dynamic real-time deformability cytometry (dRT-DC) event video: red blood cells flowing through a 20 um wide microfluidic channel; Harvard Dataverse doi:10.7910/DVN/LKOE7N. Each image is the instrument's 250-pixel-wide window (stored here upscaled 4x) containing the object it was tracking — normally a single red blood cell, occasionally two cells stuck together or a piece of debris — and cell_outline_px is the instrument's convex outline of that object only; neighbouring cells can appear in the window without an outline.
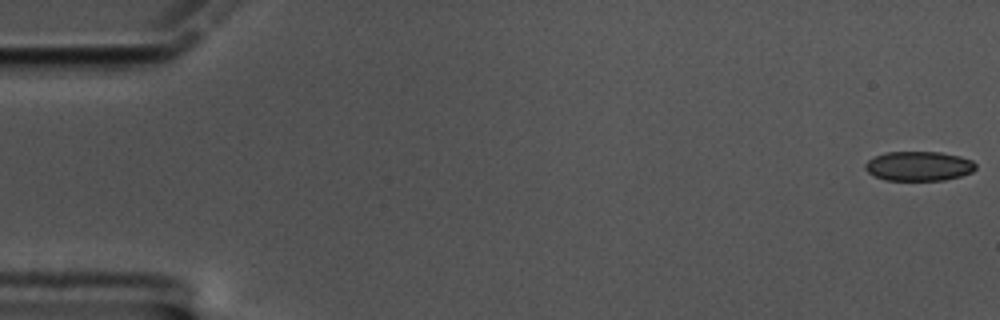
{"species": "common noctule bat (a hibernating species)", "species_latin": "Nyctalus noctula", "temperature_condition": "cold", "stored_images_in_passage": 59, "camera_frame_rate_fps": 3000, "um_per_image_px": 0.085, "animal": {"sex": "male", "body_mass_g": 17.5, "forearm_length_mm": 52.3}, "frame": {"image": 1, "passage_image": 1, "time_ms": 0.0, "image_size_px": [1000, 320], "cell_outline_px": [[976, 168], [972, 172], [960, 176], [944, 180], [884, 180], [868, 172], [864, 168], [864, 164], [868, 160], [884, 152], [940, 152], [960, 156], [972, 160], [976, 164]], "centroid_in_image_um": [78.1, 14.11], "position_along_channel_um": 6.9, "area_um2": 19.02}}
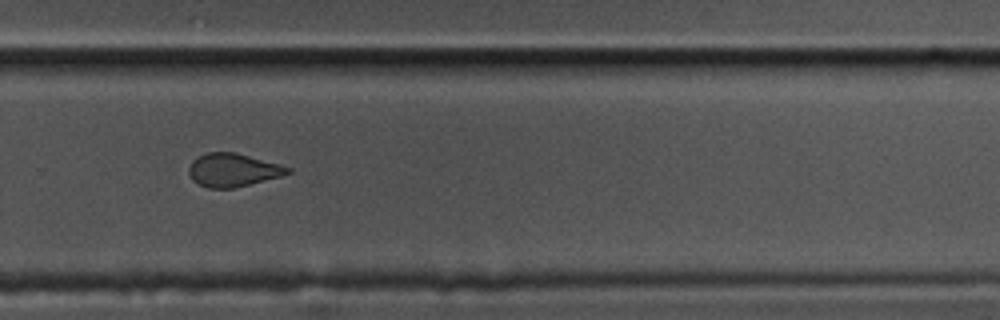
{"frame": {"image": 2, "passage_image": 40, "time_ms": 13.0, "image_size_px": [1000, 320], "cell_outline_px": [[292, 172], [280, 176], [232, 188], [208, 188], [192, 180], [188, 172], [188, 168], [192, 160], [208, 152], [236, 152], [280, 164], [292, 168]], "centroid_in_image_um": [19.79, 14.44], "position_along_channel_um": 310.0, "area_um2": 19.02}}
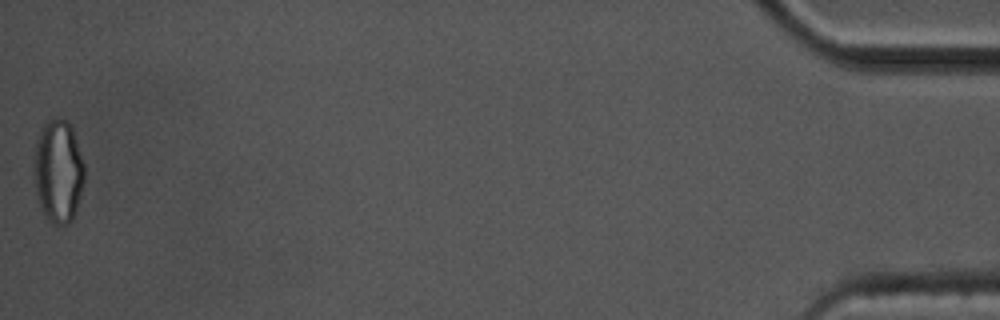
{"frame": {"image": 3, "passage_image": 59, "time_ms": 19.333, "image_size_px": [1000, 320], "cell_outline_px": [[84, 180], [80, 196], [72, 220], [68, 224], [52, 224], [44, 216], [40, 208], [36, 192], [32, 172], [32, 160], [36, 140], [40, 128], [48, 120], [56, 116], [64, 120], [72, 128], [84, 164]], "centroid_in_image_um": [4.9, 14.55], "position_along_channel_um": 430.3, "area_um2": 30.81}, "authors_computed_cell_mechanics": {"area_um2": 19.7098, "velocity_mm_per_s": 3.4181, "shape_relaxation_time_tau1_ms": 8.8581, "shape_relaxation_time_tau2_ms": 1.6413, "deformation_change_tau1": 0.1255, "deformation_change_tau2": 0.048}}